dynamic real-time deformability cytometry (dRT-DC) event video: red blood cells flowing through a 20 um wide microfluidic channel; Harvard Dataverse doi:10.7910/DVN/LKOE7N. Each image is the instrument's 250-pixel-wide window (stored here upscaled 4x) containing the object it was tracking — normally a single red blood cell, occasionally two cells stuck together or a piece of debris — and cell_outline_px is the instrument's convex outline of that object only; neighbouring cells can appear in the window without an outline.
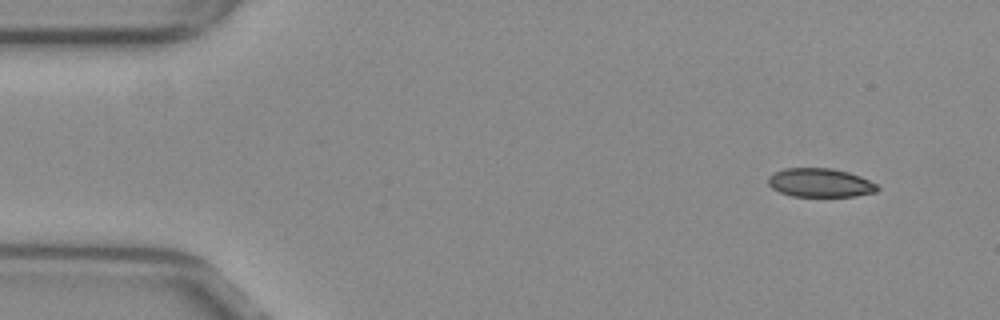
{"species": "common noctule bat (a hibernating species)", "species_latin": "Nyctalus noctula", "temperature_condition": "warm", "stored_images_in_passage": 50, "camera_frame_rate_fps": 3000, "um_per_image_px": 0.085, "animal": {"sex": "female", "body_mass_g": 29.2, "forearm_length_mm": 56.3}, "frame": {"image": 1, "passage_image": 1, "time_ms": 0.0, "image_size_px": [1000, 320], "cell_outline_px": [[880, 188], [876, 192], [856, 196], [792, 196], [780, 192], [772, 188], [768, 184], [768, 176], [772, 172], [784, 168], [832, 168], [848, 172], [860, 176], [876, 184]], "centroid_in_image_um": [69.69, 15.53], "position_along_channel_um": 15.3, "area_um2": 18.38}}
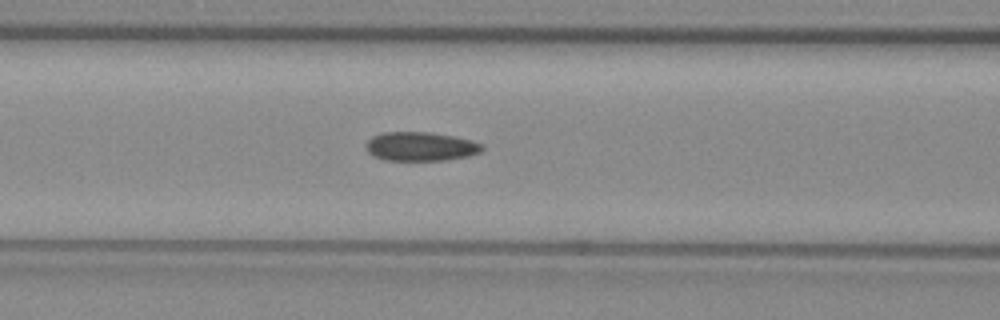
{"frame": {"image": 2, "passage_image": 18, "time_ms": 5.667, "image_size_px": [1000, 320], "cell_outline_px": [[484, 148], [480, 152], [468, 156], [448, 160], [384, 160], [372, 156], [368, 152], [364, 144], [372, 136], [384, 132], [432, 132], [472, 140], [484, 144]], "centroid_in_image_um": [35.75, 12.45], "position_along_channel_um": 130.9, "area_um2": 19.83}}
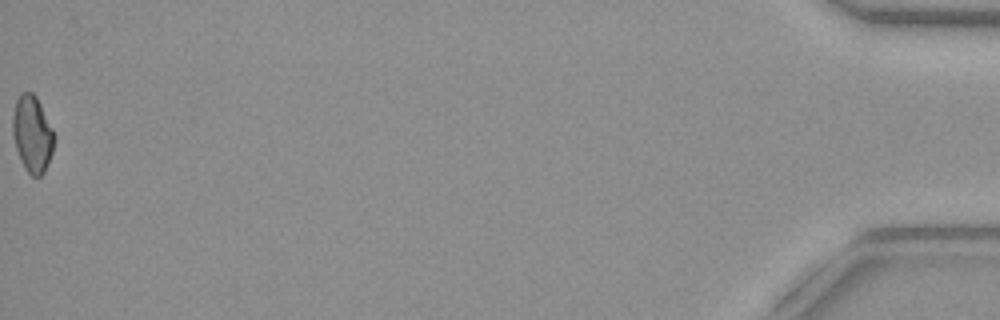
{"frame": {"image": 3, "passage_image": 50, "time_ms": 16.333, "image_size_px": [1000, 320], "cell_outline_px": [[56, 136], [52, 152], [48, 164], [44, 172], [40, 176], [32, 176], [24, 168], [20, 160], [12, 136], [12, 116], [16, 100], [20, 92], [32, 92], [36, 96]], "centroid_in_image_um": [2.73, 11.39], "position_along_channel_um": 432.5, "area_um2": 18.67}, "authors_computed_cell_mechanics": {"area_um2": 19.3052, "velocity_mm_per_s": 3.8669, "shape_relaxation_time_tau1_ms": null, "shape_relaxation_time_tau2_ms": 4.2467, "deformation_change_tau1": null, "deformation_change_tau2": 0.0877}}